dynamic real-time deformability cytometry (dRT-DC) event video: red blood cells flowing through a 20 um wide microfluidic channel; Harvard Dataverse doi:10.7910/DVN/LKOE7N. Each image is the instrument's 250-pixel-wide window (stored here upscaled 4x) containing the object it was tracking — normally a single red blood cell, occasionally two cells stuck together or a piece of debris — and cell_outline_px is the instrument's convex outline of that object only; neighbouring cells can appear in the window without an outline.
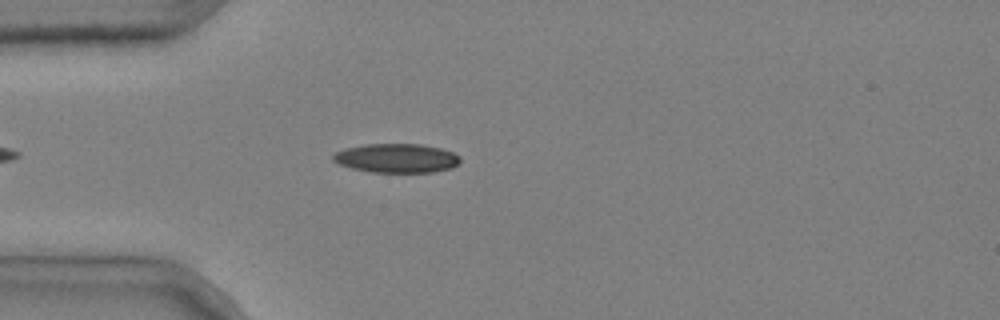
{"species": "common noctule bat (a hibernating species)", "species_latin": "Nyctalus noctula", "temperature_condition": "cold", "stored_images_in_passage": 4, "camera_frame_rate_fps": 3000, "um_per_image_px": 0.085, "animal": {"sex": "male", "body_mass_g": 20.4}, "frame": {"image": 1, "passage_image": 4, "time_ms": 1.0, "image_size_px": [1000, 320], "cell_outline_px": [[460, 160], [452, 168], [432, 172], [372, 172], [352, 168], [340, 164], [332, 160], [332, 156], [336, 152], [348, 148], [364, 144], [420, 144], [440, 148], [452, 152], [460, 156]], "centroid_in_image_um": [33.72, 13.44], "position_along_channel_um": 51.3, "area_um2": 21.33}}